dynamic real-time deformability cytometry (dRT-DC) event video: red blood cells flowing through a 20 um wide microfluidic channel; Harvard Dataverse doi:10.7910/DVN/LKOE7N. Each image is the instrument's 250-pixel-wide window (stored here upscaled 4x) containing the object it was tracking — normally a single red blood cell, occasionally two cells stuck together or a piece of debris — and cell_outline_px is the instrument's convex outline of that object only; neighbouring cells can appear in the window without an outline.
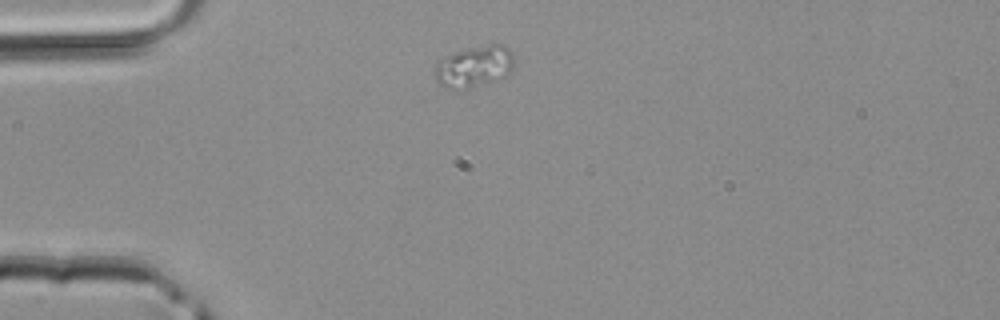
{"species": "common noctule bat (a hibernating species)", "species_latin": "Nyctalus noctula", "temperature_condition": "room temperature", "stored_images_in_passage": 35, "camera_frame_rate_fps": 3000, "um_per_image_px": 0.085, "animal": {"sex": "male", "body_mass_g": 20.4}, "frame": {"image": 1, "passage_image": 1, "time_ms": 0.0, "image_size_px": [1000, 320], "cell_outline_px": [[512, 68], [504, 76], [496, 80], [456, 92], [444, 88], [436, 80], [436, 64], [440, 60], [456, 52], [468, 48], [488, 44], [504, 44], [512, 52]], "centroid_in_image_um": [40.29, 5.68], "position_along_channel_um": 44.7, "area_um2": 19.07}}